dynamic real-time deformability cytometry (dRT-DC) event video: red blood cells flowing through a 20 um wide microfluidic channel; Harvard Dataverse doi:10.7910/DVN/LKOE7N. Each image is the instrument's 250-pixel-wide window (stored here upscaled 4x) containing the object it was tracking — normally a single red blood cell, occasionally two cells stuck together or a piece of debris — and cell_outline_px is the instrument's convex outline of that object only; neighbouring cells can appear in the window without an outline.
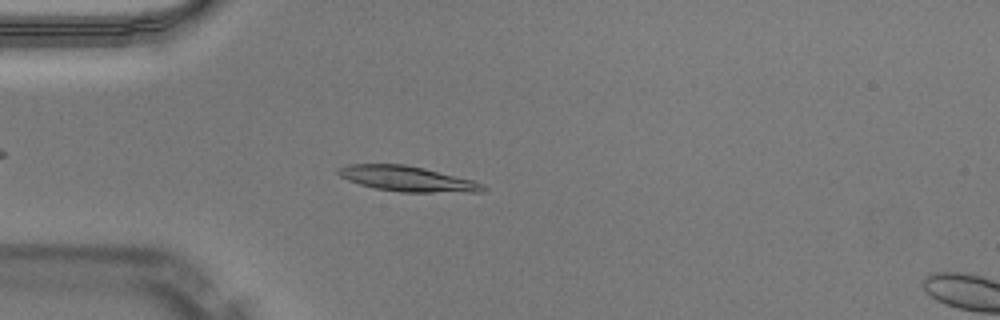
{"species": "Egyptian fruit bat (a non-hibernating species)", "species_latin": "Rousettus aegyptiacus", "temperature_condition": "warm", "stored_images_in_passage": 43, "camera_frame_rate_fps": 3000, "um_per_image_px": 0.085, "animal": {"sex": "male"}, "frame": {"image": 1, "passage_image": 7, "time_ms": 2.0, "image_size_px": [1000, 320], "cell_outline_px": [[488, 188], [480, 192], [400, 192], [376, 188], [360, 184], [348, 180], [340, 176], [336, 172], [340, 168], [348, 164], [404, 164], [424, 168], [472, 180], [484, 184]], "centroid_in_image_um": [34.63, 15.2], "position_along_channel_um": 50.4, "area_um2": 21.15}}
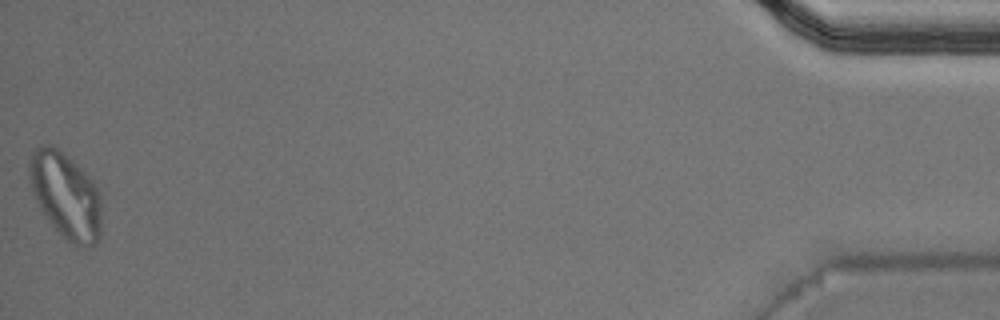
{"frame": {"image": 2, "passage_image": 43, "time_ms": 14.0, "image_size_px": [1000, 320], "cell_outline_px": [[100, 236], [96, 244], [84, 248], [76, 248], [48, 220], [40, 208], [32, 188], [28, 172], [28, 160], [32, 152], [36, 148], [48, 144], [64, 152], [92, 180], [100, 196]], "centroid_in_image_um": [5.58, 16.63], "position_along_channel_um": 429.6, "area_um2": 35.89}, "authors_computed_cell_mechanics": {"area_um2": 20.5768, "velocity_mm_per_s": 4.0304, "shape_relaxation_time_tau1_ms": null, "shape_relaxation_time_tau2_ms": 2.8875, "deformation_change_tau1": null, "deformation_change_tau2": 0.0675}}